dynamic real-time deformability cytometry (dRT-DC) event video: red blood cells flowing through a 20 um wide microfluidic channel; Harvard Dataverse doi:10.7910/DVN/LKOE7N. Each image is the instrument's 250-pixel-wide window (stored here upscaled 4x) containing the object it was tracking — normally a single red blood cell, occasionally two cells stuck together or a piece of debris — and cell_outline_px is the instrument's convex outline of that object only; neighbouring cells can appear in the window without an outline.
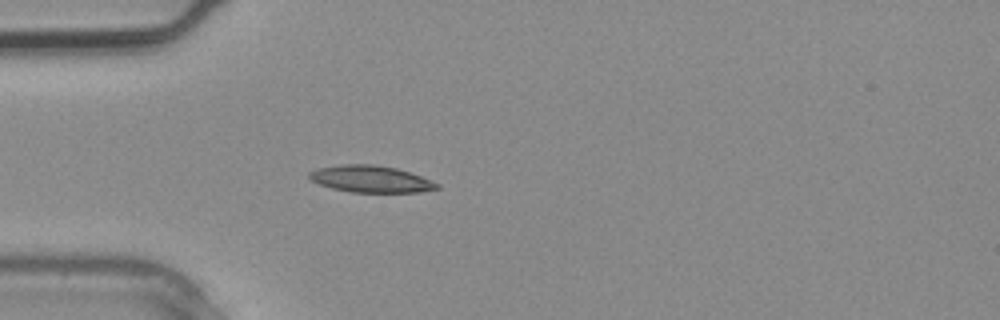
{"species": "common noctule bat (a hibernating species)", "species_latin": "Nyctalus noctula", "temperature_condition": "warm", "stored_images_in_passage": 3, "camera_frame_rate_fps": 3000, "um_per_image_px": 0.085, "animal": {"sex": "male", "body_mass_g": 20.4}, "frame": {"image": 1, "passage_image": 3, "time_ms": 0.667, "image_size_px": [1000, 320], "cell_outline_px": [[440, 188], [420, 192], [352, 192], [332, 188], [320, 184], [312, 180], [308, 176], [308, 172], [320, 168], [340, 164], [372, 164], [396, 168], [420, 176], [440, 184]], "centroid_in_image_um": [31.52, 15.21], "position_along_channel_um": 53.5, "area_um2": 19.77}}